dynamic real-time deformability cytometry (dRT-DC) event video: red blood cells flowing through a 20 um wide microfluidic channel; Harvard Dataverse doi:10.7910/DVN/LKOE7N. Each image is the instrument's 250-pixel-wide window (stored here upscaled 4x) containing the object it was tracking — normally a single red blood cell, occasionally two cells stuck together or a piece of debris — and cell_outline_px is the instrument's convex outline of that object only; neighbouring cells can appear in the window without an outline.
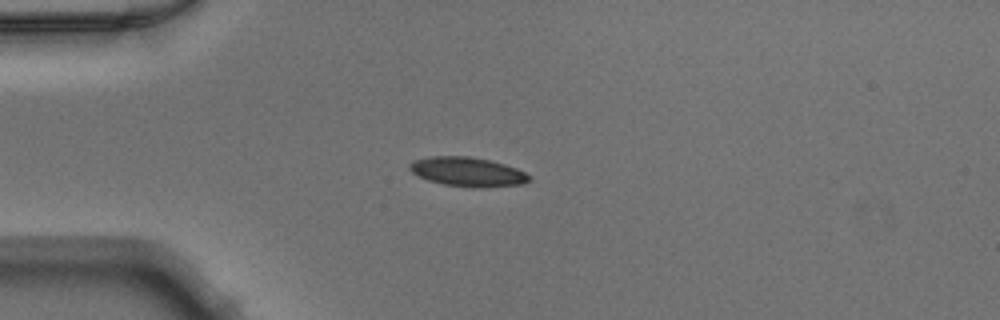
{"species": "Egyptian fruit bat (a non-hibernating species)", "species_latin": "Rousettus aegyptiacus", "temperature_condition": "warm", "stored_images_in_passage": 38, "camera_frame_rate_fps": 3000, "um_per_image_px": 0.085, "animal": {"sex": "male"}, "frame": {"image": 1, "passage_image": 1, "time_ms": 0.0, "image_size_px": [1000, 320], "cell_outline_px": [[532, 180], [524, 184], [444, 184], [428, 180], [412, 172], [408, 168], [408, 164], [412, 160], [432, 156], [468, 156], [492, 160], [516, 168], [532, 176]], "centroid_in_image_um": [39.7, 14.53], "position_along_channel_um": 45.3, "area_um2": 19.36}}
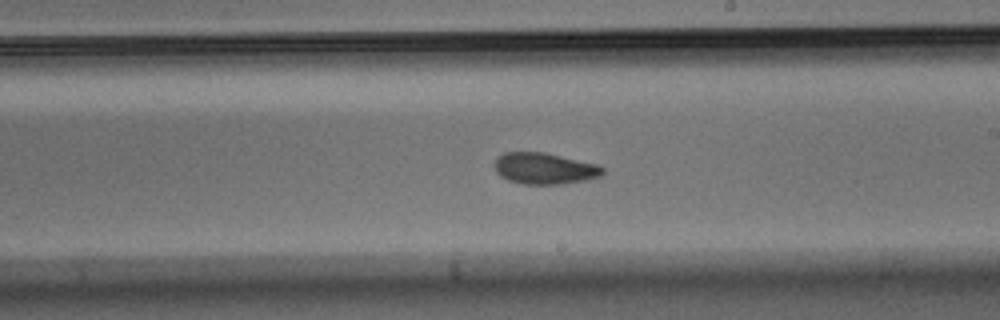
{"frame": {"image": 2, "passage_image": 17, "time_ms": 5.333, "image_size_px": [1000, 320], "cell_outline_px": [[604, 172], [600, 176], [584, 180], [560, 184], [524, 184], [508, 180], [500, 176], [496, 172], [492, 164], [496, 156], [504, 152], [544, 152], [600, 164], [604, 168]], "centroid_in_image_um": [46.25, 14.3], "position_along_channel_um": 242.8, "area_um2": 20.06}}
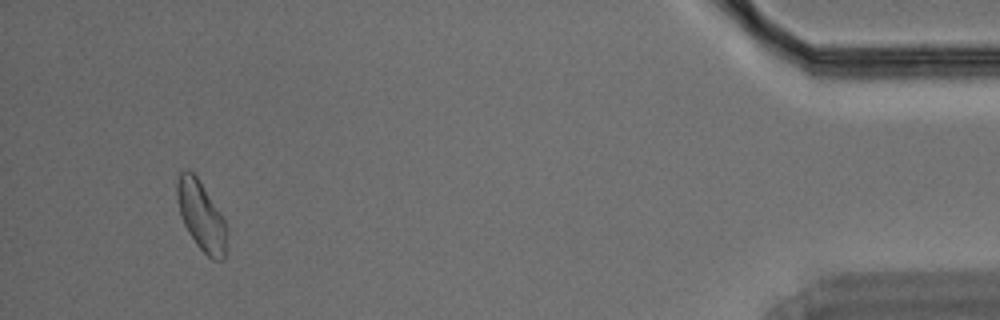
{"frame": {"image": 3, "passage_image": 35, "time_ms": 11.333, "image_size_px": [1000, 320], "cell_outline_px": [[228, 232], [224, 260], [212, 260], [196, 244], [188, 232], [180, 216], [176, 200], [176, 180], [180, 172], [192, 172], [196, 176], [220, 212], [228, 228]], "centroid_in_image_um": [17.1, 18.39], "position_along_channel_um": 418.1, "area_um2": 20.11}}